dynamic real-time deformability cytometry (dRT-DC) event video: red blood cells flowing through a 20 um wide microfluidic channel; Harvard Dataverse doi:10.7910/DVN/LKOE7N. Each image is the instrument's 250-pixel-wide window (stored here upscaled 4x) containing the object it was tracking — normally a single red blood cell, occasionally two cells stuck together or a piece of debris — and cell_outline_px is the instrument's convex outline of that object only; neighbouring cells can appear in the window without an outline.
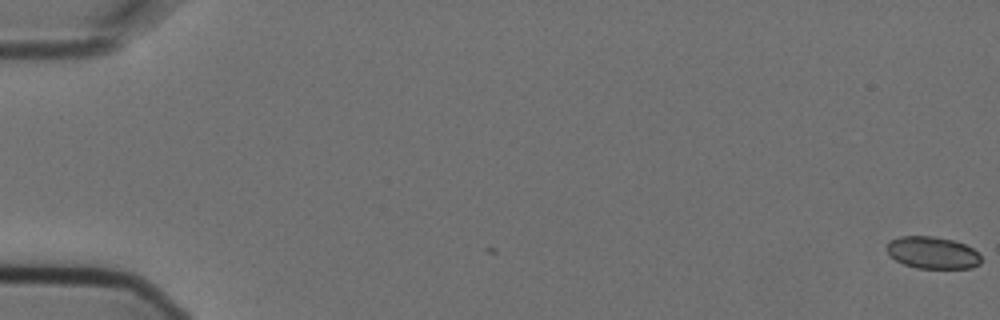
{"species": "Egyptian fruit bat (a non-hibernating species)", "species_latin": "Rousettus aegyptiacus", "temperature_condition": "cold", "stored_images_in_passage": 6, "camera_frame_rate_fps": 3000, "um_per_image_px": 0.085, "animal": {"sex": "female"}, "frame": {"image": 1, "passage_image": 1, "time_ms": 0.0, "image_size_px": [1000, 320], "cell_outline_px": [[980, 264], [972, 268], [916, 268], [904, 264], [896, 260], [884, 248], [892, 240], [900, 236], [932, 236], [952, 240], [964, 244], [972, 248], [980, 256]], "centroid_in_image_um": [79.26, 21.48], "position_along_channel_um": 5.7, "area_um2": 17.46}}